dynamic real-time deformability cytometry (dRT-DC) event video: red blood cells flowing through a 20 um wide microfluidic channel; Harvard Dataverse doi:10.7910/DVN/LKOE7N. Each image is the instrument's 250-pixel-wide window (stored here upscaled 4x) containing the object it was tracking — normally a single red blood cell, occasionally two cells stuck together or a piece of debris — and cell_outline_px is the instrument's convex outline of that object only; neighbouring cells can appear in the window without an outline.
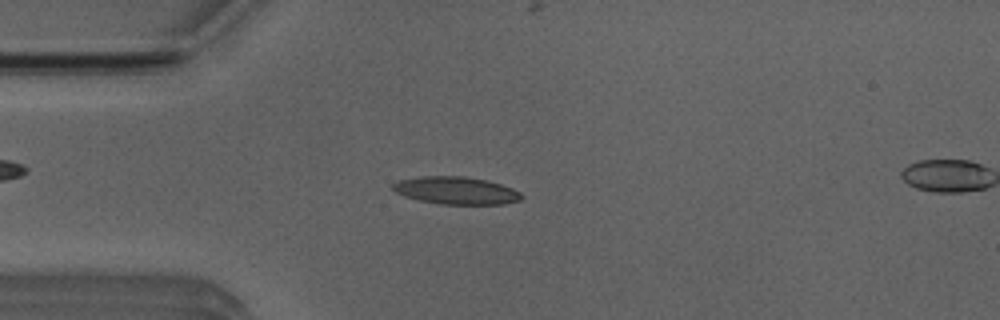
{"species": "Egyptian fruit bat (a non-hibernating species)", "species_latin": "Rousettus aegyptiacus", "temperature_condition": "room temperature", "stored_images_in_passage": 50, "camera_frame_rate_fps": 3000, "um_per_image_px": 0.085, "animal": {"sex": "male"}, "frame": {"image": 1, "passage_image": 12, "time_ms": 3.667, "image_size_px": [1000, 320], "cell_outline_px": [[524, 196], [520, 200], [504, 204], [440, 204], [420, 200], [404, 196], [396, 192], [392, 188], [392, 184], [400, 180], [420, 176], [464, 176], [488, 180], [512, 188], [520, 192]], "centroid_in_image_um": [38.78, 16.19], "position_along_channel_um": 46.2, "area_um2": 20.63}}
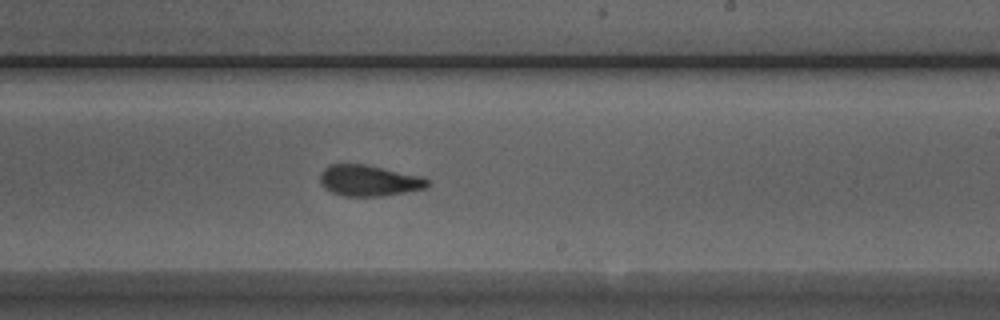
{"frame": {"image": 2, "passage_image": 29, "time_ms": 9.333, "image_size_px": [1000, 320], "cell_outline_px": [[432, 184], [428, 188], [384, 196], [344, 196], [332, 192], [324, 188], [320, 184], [320, 172], [328, 164], [364, 164], [424, 176], [432, 180]], "centroid_in_image_um": [31.42, 15.35], "position_along_channel_um": 257.6, "area_um2": 19.88}}
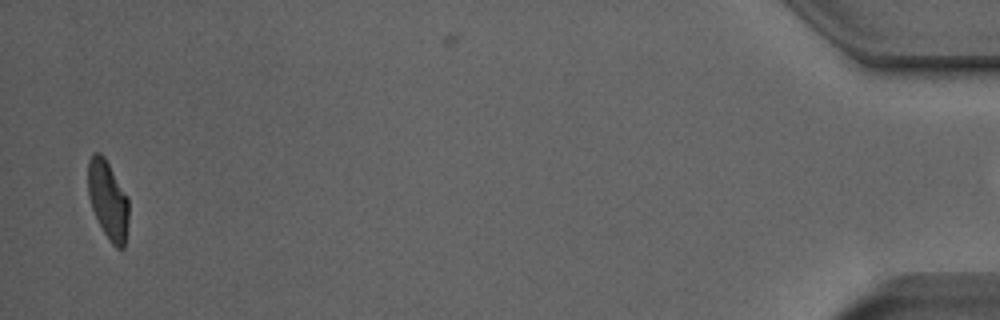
{"frame": {"image": 3, "passage_image": 49, "time_ms": 16.0, "image_size_px": [1000, 320], "cell_outline_px": [[128, 220], [124, 248], [116, 248], [108, 240], [92, 208], [88, 196], [88, 160], [92, 152], [100, 152], [104, 156], [128, 196]], "centroid_in_image_um": [9.17, 16.96], "position_along_channel_um": 426.0, "area_um2": 18.67}}